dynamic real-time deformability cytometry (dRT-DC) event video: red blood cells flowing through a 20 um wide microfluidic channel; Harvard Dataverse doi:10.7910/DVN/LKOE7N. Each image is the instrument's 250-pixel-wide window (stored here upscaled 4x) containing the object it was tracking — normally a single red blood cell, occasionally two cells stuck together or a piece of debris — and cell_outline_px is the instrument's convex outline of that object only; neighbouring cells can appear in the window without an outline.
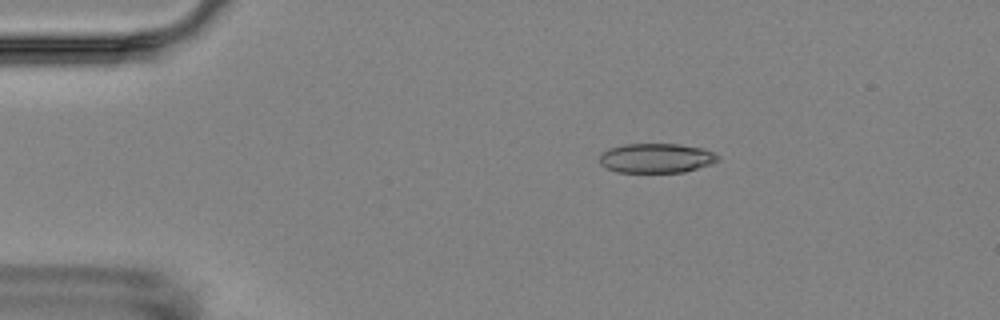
{"species": "Egyptian fruit bat (a non-hibernating species)", "species_latin": "Rousettus aegyptiacus", "temperature_condition": "room temperature", "stored_images_in_passage": 4, "camera_frame_rate_fps": 3000, "um_per_image_px": 0.085, "animal": {"sex": "female"}, "frame": {"image": 1, "passage_image": 1, "time_ms": 0.0, "image_size_px": [1000, 320], "cell_outline_px": [[720, 160], [712, 164], [684, 172], [616, 172], [600, 164], [600, 152], [608, 148], [624, 144], [680, 144], [704, 148], [720, 156]], "centroid_in_image_um": [55.8, 13.43], "position_along_channel_um": 29.2, "area_um2": 20.58}}
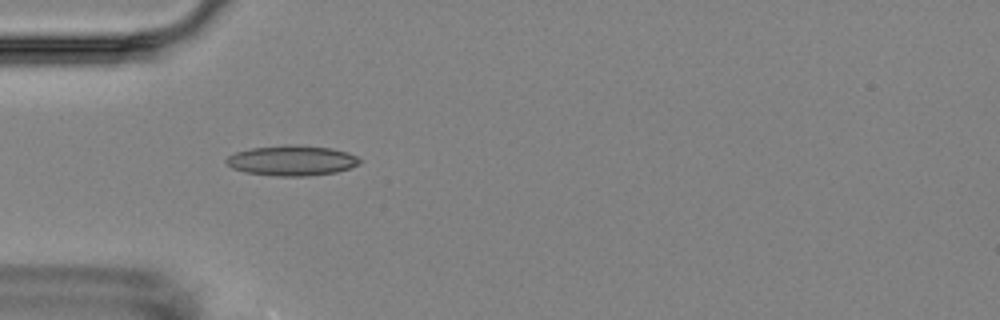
{"frame": {"image": 2, "passage_image": 3, "time_ms": 2.333, "image_size_px": [1000, 320], "cell_outline_px": [[360, 164], [336, 172], [308, 176], [276, 176], [244, 172], [232, 168], [224, 160], [228, 156], [236, 152], [252, 148], [288, 144], [296, 144], [332, 148], [348, 152], [356, 156], [360, 160]], "centroid_in_image_um": [24.81, 13.64], "position_along_channel_um": 60.2, "area_um2": 23.58}}
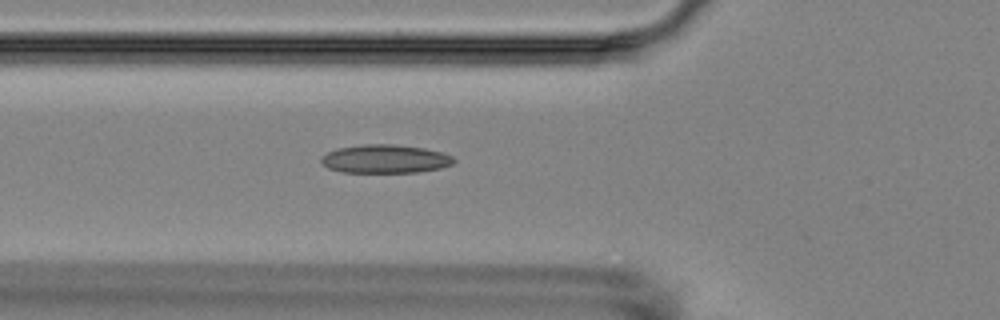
{"frame": {"image": 3, "passage_image": 4, "time_ms": 3.333, "image_size_px": [1000, 320], "cell_outline_px": [[456, 160], [452, 164], [440, 168], [420, 172], [344, 172], [328, 168], [320, 160], [320, 156], [336, 148], [364, 144], [392, 144], [424, 148], [440, 152], [452, 156]], "centroid_in_image_um": [32.72, 13.5], "position_along_channel_um": 93.1, "area_um2": 21.96}}